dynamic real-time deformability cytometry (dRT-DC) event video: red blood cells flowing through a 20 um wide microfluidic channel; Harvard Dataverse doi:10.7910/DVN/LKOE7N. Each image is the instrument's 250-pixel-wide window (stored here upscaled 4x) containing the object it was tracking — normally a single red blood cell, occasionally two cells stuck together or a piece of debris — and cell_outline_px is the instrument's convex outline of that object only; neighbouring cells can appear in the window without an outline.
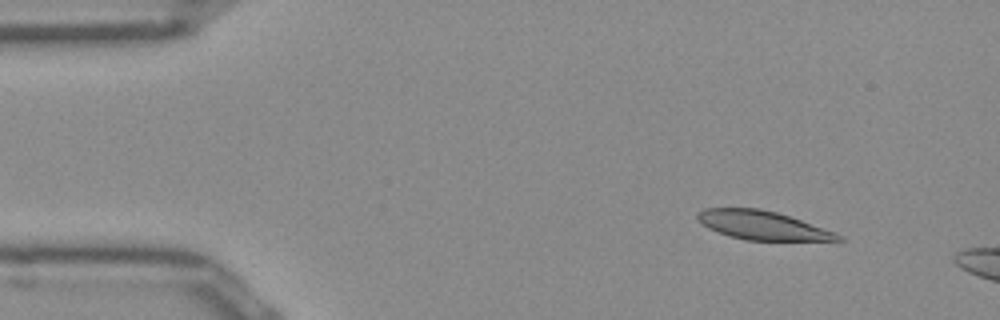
{"species": "Egyptian fruit bat (a non-hibernating species)", "species_latin": "Rousettus aegyptiacus", "temperature_condition": "room temperature", "stored_images_in_passage": 6, "camera_frame_rate_fps": 3000, "um_per_image_px": 0.085, "frame": {"image": 1, "passage_image": 1, "time_ms": 0.0, "image_size_px": [1000, 320], "cell_outline_px": [[844, 240], [744, 240], [728, 236], [708, 228], [696, 216], [696, 212], [704, 208], [760, 208], [776, 212], [836, 232]], "centroid_in_image_um": [64.76, 19.14], "position_along_channel_um": 20.2, "area_um2": 23.24}}